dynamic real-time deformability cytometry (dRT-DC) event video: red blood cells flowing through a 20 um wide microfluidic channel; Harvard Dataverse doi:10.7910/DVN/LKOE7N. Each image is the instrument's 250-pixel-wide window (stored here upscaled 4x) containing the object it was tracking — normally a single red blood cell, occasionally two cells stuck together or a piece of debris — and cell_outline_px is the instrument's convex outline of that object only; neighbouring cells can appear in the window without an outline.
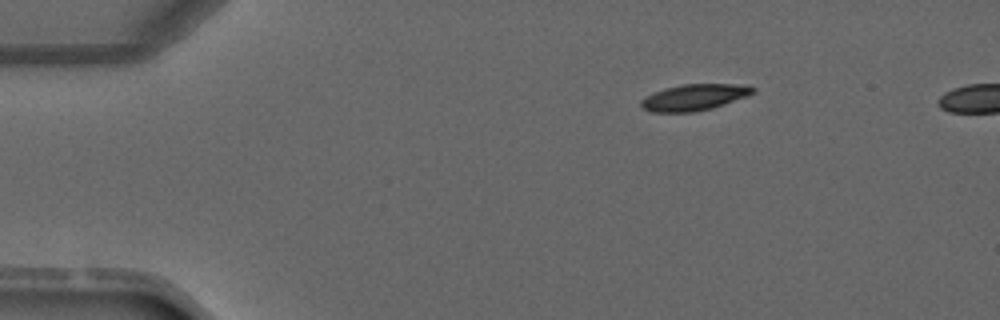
{"species": "common noctule bat (a hibernating species)", "species_latin": "Nyctalus noctula", "temperature_condition": "warm", "stored_images_in_passage": 4, "camera_frame_rate_fps": 3000, "um_per_image_px": 0.085, "animal": {"sex": "male", "forearm_length_mm": 52.5}, "frame": {"image": 1, "passage_image": 4, "time_ms": 3.667, "image_size_px": [1000, 320], "cell_outline_px": [[756, 92], [748, 96], [712, 108], [692, 112], [652, 112], [644, 108], [640, 104], [640, 100], [664, 88], [684, 84], [748, 84], [756, 88]], "centroid_in_image_um": [59.08, 8.26], "position_along_channel_um": 25.9, "area_um2": 17.11}}